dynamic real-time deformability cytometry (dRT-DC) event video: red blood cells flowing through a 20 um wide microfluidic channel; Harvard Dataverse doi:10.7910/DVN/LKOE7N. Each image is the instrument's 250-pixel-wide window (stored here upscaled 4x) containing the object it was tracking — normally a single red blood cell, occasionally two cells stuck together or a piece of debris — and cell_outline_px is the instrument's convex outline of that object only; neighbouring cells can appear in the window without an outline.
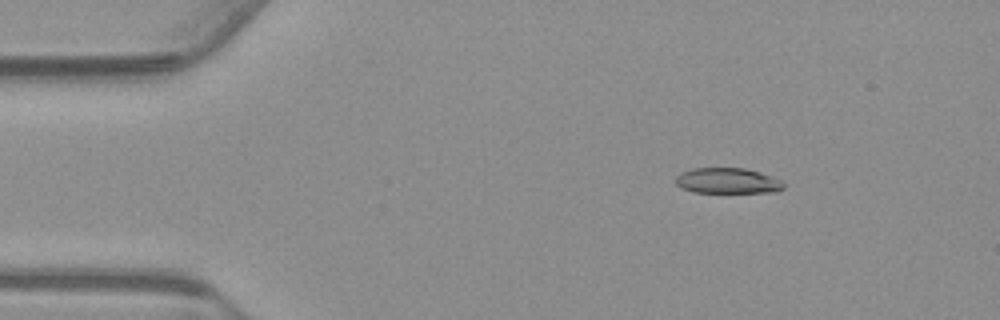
{"species": "common noctule bat (a hibernating species)", "species_latin": "Nyctalus noctula", "temperature_condition": "warm", "stored_images_in_passage": 51, "camera_frame_rate_fps": 3000, "um_per_image_px": 0.085, "animal": {"sex": "male", "body_mass_g": 23.1, "forearm_length_mm": 52.7}, "frame": {"image": 1, "passage_image": 4, "time_ms": 1.0, "image_size_px": [1000, 320], "cell_outline_px": [[784, 188], [776, 192], [692, 192], [680, 188], [676, 184], [676, 176], [680, 172], [692, 168], [744, 168], [760, 172], [784, 180]], "centroid_in_image_um": [61.85, 15.36], "position_along_channel_um": 23.2, "area_um2": 16.3}}
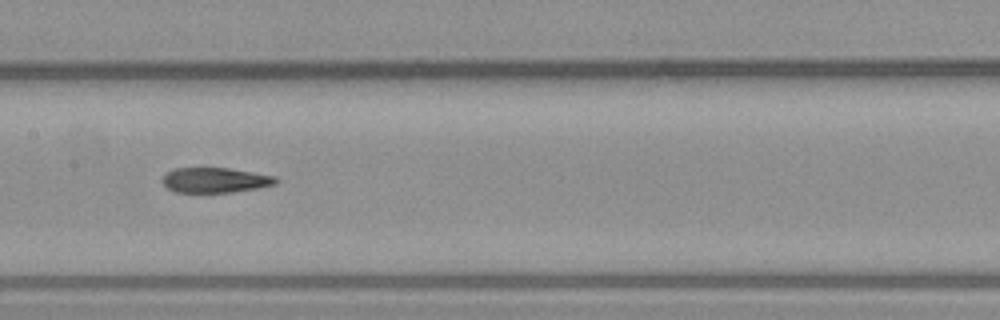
{"frame": {"image": 2, "passage_image": 23, "time_ms": 7.333, "image_size_px": [1000, 320], "cell_outline_px": [[280, 180], [276, 184], [256, 188], [232, 192], [176, 192], [168, 188], [160, 180], [172, 168], [228, 168], [276, 176]], "centroid_in_image_um": [18.3, 15.3], "position_along_channel_um": 189.1, "area_um2": 16.53}}
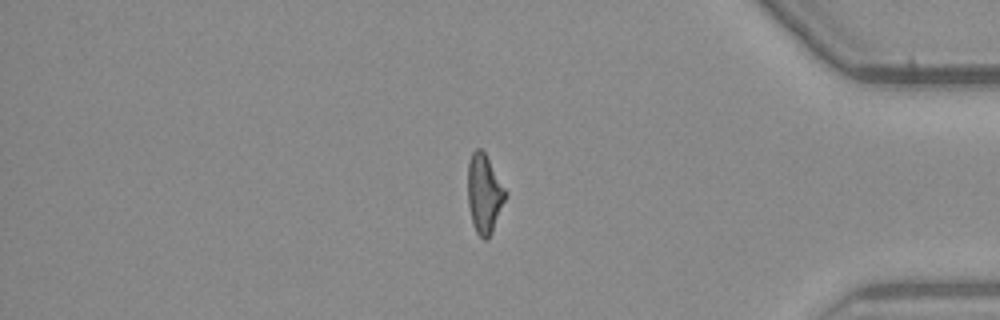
{"frame": {"image": 3, "passage_image": 42, "time_ms": 13.667, "image_size_px": [1000, 320], "cell_outline_px": [[508, 192], [492, 232], [488, 240], [484, 240], [476, 232], [472, 224], [468, 204], [468, 160], [472, 152], [476, 148], [480, 148], [484, 152]], "centroid_in_image_um": [41.16, 16.47], "position_along_channel_um": 394.0, "area_um2": 17.4}, "authors_computed_cell_mechanics": {"area_um2": 17.8024, "velocity_mm_per_s": 3.7459, "shape_relaxation_time_tau1_ms": null, "shape_relaxation_time_tau2_ms": 3.7415, "deformation_change_tau1": null, "deformation_change_tau2": 0.1172}}